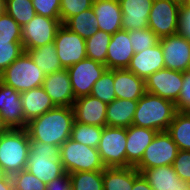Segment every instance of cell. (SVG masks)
Here are the masks:
<instances>
[{"label":"cell","instance_id":"obj_1","mask_svg":"<svg viewBox=\"0 0 190 190\" xmlns=\"http://www.w3.org/2000/svg\"><path fill=\"white\" fill-rule=\"evenodd\" d=\"M74 121L72 107L56 106L27 123L29 140L60 147L71 138Z\"/></svg>","mask_w":190,"mask_h":190},{"label":"cell","instance_id":"obj_2","mask_svg":"<svg viewBox=\"0 0 190 190\" xmlns=\"http://www.w3.org/2000/svg\"><path fill=\"white\" fill-rule=\"evenodd\" d=\"M176 112L174 102L145 92L138 100L132 125L150 128L157 132L166 131Z\"/></svg>","mask_w":190,"mask_h":190},{"label":"cell","instance_id":"obj_3","mask_svg":"<svg viewBox=\"0 0 190 190\" xmlns=\"http://www.w3.org/2000/svg\"><path fill=\"white\" fill-rule=\"evenodd\" d=\"M26 170L45 184L66 173L60 161V147L30 140Z\"/></svg>","mask_w":190,"mask_h":190},{"label":"cell","instance_id":"obj_4","mask_svg":"<svg viewBox=\"0 0 190 190\" xmlns=\"http://www.w3.org/2000/svg\"><path fill=\"white\" fill-rule=\"evenodd\" d=\"M26 129H8L0 134V166L12 176L26 168L29 152Z\"/></svg>","mask_w":190,"mask_h":190},{"label":"cell","instance_id":"obj_5","mask_svg":"<svg viewBox=\"0 0 190 190\" xmlns=\"http://www.w3.org/2000/svg\"><path fill=\"white\" fill-rule=\"evenodd\" d=\"M46 75L24 51L0 74V81L18 92L43 86Z\"/></svg>","mask_w":190,"mask_h":190},{"label":"cell","instance_id":"obj_6","mask_svg":"<svg viewBox=\"0 0 190 190\" xmlns=\"http://www.w3.org/2000/svg\"><path fill=\"white\" fill-rule=\"evenodd\" d=\"M60 161L68 174L106 168L96 148L82 145L71 138L60 146Z\"/></svg>","mask_w":190,"mask_h":190},{"label":"cell","instance_id":"obj_7","mask_svg":"<svg viewBox=\"0 0 190 190\" xmlns=\"http://www.w3.org/2000/svg\"><path fill=\"white\" fill-rule=\"evenodd\" d=\"M127 132L125 127L104 126L98 152L105 167H130L126 161Z\"/></svg>","mask_w":190,"mask_h":190},{"label":"cell","instance_id":"obj_8","mask_svg":"<svg viewBox=\"0 0 190 190\" xmlns=\"http://www.w3.org/2000/svg\"><path fill=\"white\" fill-rule=\"evenodd\" d=\"M180 2L177 0H154L148 18V27L159 37L178 33Z\"/></svg>","mask_w":190,"mask_h":190},{"label":"cell","instance_id":"obj_9","mask_svg":"<svg viewBox=\"0 0 190 190\" xmlns=\"http://www.w3.org/2000/svg\"><path fill=\"white\" fill-rule=\"evenodd\" d=\"M179 149L167 131L157 132L151 144L145 149L136 169H152L172 165Z\"/></svg>","mask_w":190,"mask_h":190},{"label":"cell","instance_id":"obj_10","mask_svg":"<svg viewBox=\"0 0 190 190\" xmlns=\"http://www.w3.org/2000/svg\"><path fill=\"white\" fill-rule=\"evenodd\" d=\"M61 25L60 19L36 14L27 24L21 27L24 49H33L54 42L56 32Z\"/></svg>","mask_w":190,"mask_h":190},{"label":"cell","instance_id":"obj_11","mask_svg":"<svg viewBox=\"0 0 190 190\" xmlns=\"http://www.w3.org/2000/svg\"><path fill=\"white\" fill-rule=\"evenodd\" d=\"M106 69V65L89 58L68 67L67 70L75 99L90 95L94 83Z\"/></svg>","mask_w":190,"mask_h":190},{"label":"cell","instance_id":"obj_12","mask_svg":"<svg viewBox=\"0 0 190 190\" xmlns=\"http://www.w3.org/2000/svg\"><path fill=\"white\" fill-rule=\"evenodd\" d=\"M54 44L57 49V56L63 68H68L87 58L85 39L69 30L63 24L56 32Z\"/></svg>","mask_w":190,"mask_h":190},{"label":"cell","instance_id":"obj_13","mask_svg":"<svg viewBox=\"0 0 190 190\" xmlns=\"http://www.w3.org/2000/svg\"><path fill=\"white\" fill-rule=\"evenodd\" d=\"M183 83V72L161 69L145 79V90L148 93L176 102Z\"/></svg>","mask_w":190,"mask_h":190},{"label":"cell","instance_id":"obj_14","mask_svg":"<svg viewBox=\"0 0 190 190\" xmlns=\"http://www.w3.org/2000/svg\"><path fill=\"white\" fill-rule=\"evenodd\" d=\"M166 69L185 72L190 61V41L174 34L159 39Z\"/></svg>","mask_w":190,"mask_h":190},{"label":"cell","instance_id":"obj_15","mask_svg":"<svg viewBox=\"0 0 190 190\" xmlns=\"http://www.w3.org/2000/svg\"><path fill=\"white\" fill-rule=\"evenodd\" d=\"M0 114L9 129H26L21 93L0 81Z\"/></svg>","mask_w":190,"mask_h":190},{"label":"cell","instance_id":"obj_16","mask_svg":"<svg viewBox=\"0 0 190 190\" xmlns=\"http://www.w3.org/2000/svg\"><path fill=\"white\" fill-rule=\"evenodd\" d=\"M42 87L56 106L72 107L76 100L67 68L47 74Z\"/></svg>","mask_w":190,"mask_h":190},{"label":"cell","instance_id":"obj_17","mask_svg":"<svg viewBox=\"0 0 190 190\" xmlns=\"http://www.w3.org/2000/svg\"><path fill=\"white\" fill-rule=\"evenodd\" d=\"M75 121L94 126H106L107 104L92 95L76 98L72 105Z\"/></svg>","mask_w":190,"mask_h":190},{"label":"cell","instance_id":"obj_18","mask_svg":"<svg viewBox=\"0 0 190 190\" xmlns=\"http://www.w3.org/2000/svg\"><path fill=\"white\" fill-rule=\"evenodd\" d=\"M134 54V49L130 43L129 32L121 29L112 34L107 49L106 68L127 69Z\"/></svg>","mask_w":190,"mask_h":190},{"label":"cell","instance_id":"obj_19","mask_svg":"<svg viewBox=\"0 0 190 190\" xmlns=\"http://www.w3.org/2000/svg\"><path fill=\"white\" fill-rule=\"evenodd\" d=\"M122 11V29L148 28V18L154 0H118Z\"/></svg>","mask_w":190,"mask_h":190},{"label":"cell","instance_id":"obj_20","mask_svg":"<svg viewBox=\"0 0 190 190\" xmlns=\"http://www.w3.org/2000/svg\"><path fill=\"white\" fill-rule=\"evenodd\" d=\"M164 68L161 44L158 43L152 48H147L139 53H135L131 58L127 70L145 80L156 71Z\"/></svg>","mask_w":190,"mask_h":190},{"label":"cell","instance_id":"obj_21","mask_svg":"<svg viewBox=\"0 0 190 190\" xmlns=\"http://www.w3.org/2000/svg\"><path fill=\"white\" fill-rule=\"evenodd\" d=\"M137 170L153 190H188L189 188V185L179 178L172 165Z\"/></svg>","mask_w":190,"mask_h":190},{"label":"cell","instance_id":"obj_22","mask_svg":"<svg viewBox=\"0 0 190 190\" xmlns=\"http://www.w3.org/2000/svg\"><path fill=\"white\" fill-rule=\"evenodd\" d=\"M126 161L135 167L142 159L145 149L151 144L156 130L131 125L126 128Z\"/></svg>","mask_w":190,"mask_h":190},{"label":"cell","instance_id":"obj_23","mask_svg":"<svg viewBox=\"0 0 190 190\" xmlns=\"http://www.w3.org/2000/svg\"><path fill=\"white\" fill-rule=\"evenodd\" d=\"M92 8L99 30L114 34L122 29V11L118 0H94Z\"/></svg>","mask_w":190,"mask_h":190},{"label":"cell","instance_id":"obj_24","mask_svg":"<svg viewBox=\"0 0 190 190\" xmlns=\"http://www.w3.org/2000/svg\"><path fill=\"white\" fill-rule=\"evenodd\" d=\"M114 88L117 99L138 101L146 92L145 80L127 69H114Z\"/></svg>","mask_w":190,"mask_h":190},{"label":"cell","instance_id":"obj_25","mask_svg":"<svg viewBox=\"0 0 190 190\" xmlns=\"http://www.w3.org/2000/svg\"><path fill=\"white\" fill-rule=\"evenodd\" d=\"M21 99L27 122L56 107L42 86L21 92Z\"/></svg>","mask_w":190,"mask_h":190},{"label":"cell","instance_id":"obj_26","mask_svg":"<svg viewBox=\"0 0 190 190\" xmlns=\"http://www.w3.org/2000/svg\"><path fill=\"white\" fill-rule=\"evenodd\" d=\"M141 173L133 166L106 167L103 170V190H132Z\"/></svg>","mask_w":190,"mask_h":190},{"label":"cell","instance_id":"obj_27","mask_svg":"<svg viewBox=\"0 0 190 190\" xmlns=\"http://www.w3.org/2000/svg\"><path fill=\"white\" fill-rule=\"evenodd\" d=\"M137 105L138 101L117 98L110 104H107L106 126L130 127Z\"/></svg>","mask_w":190,"mask_h":190},{"label":"cell","instance_id":"obj_28","mask_svg":"<svg viewBox=\"0 0 190 190\" xmlns=\"http://www.w3.org/2000/svg\"><path fill=\"white\" fill-rule=\"evenodd\" d=\"M35 64L45 73L52 74L63 69L54 42L33 49H24Z\"/></svg>","mask_w":190,"mask_h":190},{"label":"cell","instance_id":"obj_29","mask_svg":"<svg viewBox=\"0 0 190 190\" xmlns=\"http://www.w3.org/2000/svg\"><path fill=\"white\" fill-rule=\"evenodd\" d=\"M166 131L179 150L190 151V112L177 111Z\"/></svg>","mask_w":190,"mask_h":190},{"label":"cell","instance_id":"obj_30","mask_svg":"<svg viewBox=\"0 0 190 190\" xmlns=\"http://www.w3.org/2000/svg\"><path fill=\"white\" fill-rule=\"evenodd\" d=\"M63 25L72 32L77 33L83 39L90 38L95 34L98 28V20L93 8L82 11L78 15L70 17Z\"/></svg>","mask_w":190,"mask_h":190},{"label":"cell","instance_id":"obj_31","mask_svg":"<svg viewBox=\"0 0 190 190\" xmlns=\"http://www.w3.org/2000/svg\"><path fill=\"white\" fill-rule=\"evenodd\" d=\"M112 34L98 30L90 38L86 39L87 58L106 65L107 49Z\"/></svg>","mask_w":190,"mask_h":190},{"label":"cell","instance_id":"obj_32","mask_svg":"<svg viewBox=\"0 0 190 190\" xmlns=\"http://www.w3.org/2000/svg\"><path fill=\"white\" fill-rule=\"evenodd\" d=\"M4 11L21 27L36 15L32 0H4Z\"/></svg>","mask_w":190,"mask_h":190},{"label":"cell","instance_id":"obj_33","mask_svg":"<svg viewBox=\"0 0 190 190\" xmlns=\"http://www.w3.org/2000/svg\"><path fill=\"white\" fill-rule=\"evenodd\" d=\"M102 131L103 127L101 126L86 125L74 121L71 131V139L81 143L82 145H87L97 149Z\"/></svg>","mask_w":190,"mask_h":190},{"label":"cell","instance_id":"obj_34","mask_svg":"<svg viewBox=\"0 0 190 190\" xmlns=\"http://www.w3.org/2000/svg\"><path fill=\"white\" fill-rule=\"evenodd\" d=\"M72 190H103V170L70 173Z\"/></svg>","mask_w":190,"mask_h":190},{"label":"cell","instance_id":"obj_35","mask_svg":"<svg viewBox=\"0 0 190 190\" xmlns=\"http://www.w3.org/2000/svg\"><path fill=\"white\" fill-rule=\"evenodd\" d=\"M90 95L106 104H110L116 99L114 69H106L104 71L102 76L94 83Z\"/></svg>","mask_w":190,"mask_h":190},{"label":"cell","instance_id":"obj_36","mask_svg":"<svg viewBox=\"0 0 190 190\" xmlns=\"http://www.w3.org/2000/svg\"><path fill=\"white\" fill-rule=\"evenodd\" d=\"M128 32L135 53L152 48L159 43L160 38L149 27Z\"/></svg>","mask_w":190,"mask_h":190},{"label":"cell","instance_id":"obj_37","mask_svg":"<svg viewBox=\"0 0 190 190\" xmlns=\"http://www.w3.org/2000/svg\"><path fill=\"white\" fill-rule=\"evenodd\" d=\"M24 51L22 41H0V74Z\"/></svg>","mask_w":190,"mask_h":190},{"label":"cell","instance_id":"obj_38","mask_svg":"<svg viewBox=\"0 0 190 190\" xmlns=\"http://www.w3.org/2000/svg\"><path fill=\"white\" fill-rule=\"evenodd\" d=\"M0 41H22L21 26L5 11L0 15Z\"/></svg>","mask_w":190,"mask_h":190},{"label":"cell","instance_id":"obj_39","mask_svg":"<svg viewBox=\"0 0 190 190\" xmlns=\"http://www.w3.org/2000/svg\"><path fill=\"white\" fill-rule=\"evenodd\" d=\"M14 190H46V184L24 169L11 176Z\"/></svg>","mask_w":190,"mask_h":190},{"label":"cell","instance_id":"obj_40","mask_svg":"<svg viewBox=\"0 0 190 190\" xmlns=\"http://www.w3.org/2000/svg\"><path fill=\"white\" fill-rule=\"evenodd\" d=\"M94 0H61L60 20L64 24L70 17L92 8Z\"/></svg>","mask_w":190,"mask_h":190},{"label":"cell","instance_id":"obj_41","mask_svg":"<svg viewBox=\"0 0 190 190\" xmlns=\"http://www.w3.org/2000/svg\"><path fill=\"white\" fill-rule=\"evenodd\" d=\"M36 14L44 17L60 19L61 0H32Z\"/></svg>","mask_w":190,"mask_h":190},{"label":"cell","instance_id":"obj_42","mask_svg":"<svg viewBox=\"0 0 190 190\" xmlns=\"http://www.w3.org/2000/svg\"><path fill=\"white\" fill-rule=\"evenodd\" d=\"M172 167L179 178L190 185V151L179 150Z\"/></svg>","mask_w":190,"mask_h":190},{"label":"cell","instance_id":"obj_43","mask_svg":"<svg viewBox=\"0 0 190 190\" xmlns=\"http://www.w3.org/2000/svg\"><path fill=\"white\" fill-rule=\"evenodd\" d=\"M176 110L190 112V71L183 72V83L177 101L175 102Z\"/></svg>","mask_w":190,"mask_h":190},{"label":"cell","instance_id":"obj_44","mask_svg":"<svg viewBox=\"0 0 190 190\" xmlns=\"http://www.w3.org/2000/svg\"><path fill=\"white\" fill-rule=\"evenodd\" d=\"M178 17V34L190 41V7L180 4Z\"/></svg>","mask_w":190,"mask_h":190},{"label":"cell","instance_id":"obj_45","mask_svg":"<svg viewBox=\"0 0 190 190\" xmlns=\"http://www.w3.org/2000/svg\"><path fill=\"white\" fill-rule=\"evenodd\" d=\"M46 190H72L70 175L65 173L53 181H50L46 184Z\"/></svg>","mask_w":190,"mask_h":190},{"label":"cell","instance_id":"obj_46","mask_svg":"<svg viewBox=\"0 0 190 190\" xmlns=\"http://www.w3.org/2000/svg\"><path fill=\"white\" fill-rule=\"evenodd\" d=\"M132 190H153L147 180L140 174L135 180Z\"/></svg>","mask_w":190,"mask_h":190},{"label":"cell","instance_id":"obj_47","mask_svg":"<svg viewBox=\"0 0 190 190\" xmlns=\"http://www.w3.org/2000/svg\"><path fill=\"white\" fill-rule=\"evenodd\" d=\"M0 190H14V185L11 176L6 175L0 180Z\"/></svg>","mask_w":190,"mask_h":190},{"label":"cell","instance_id":"obj_48","mask_svg":"<svg viewBox=\"0 0 190 190\" xmlns=\"http://www.w3.org/2000/svg\"><path fill=\"white\" fill-rule=\"evenodd\" d=\"M9 128L6 126V124L4 123L3 119H2V115L0 114V133L8 130Z\"/></svg>","mask_w":190,"mask_h":190},{"label":"cell","instance_id":"obj_49","mask_svg":"<svg viewBox=\"0 0 190 190\" xmlns=\"http://www.w3.org/2000/svg\"><path fill=\"white\" fill-rule=\"evenodd\" d=\"M180 4H181V5H184V6L190 7V0H182V1L180 2Z\"/></svg>","mask_w":190,"mask_h":190},{"label":"cell","instance_id":"obj_50","mask_svg":"<svg viewBox=\"0 0 190 190\" xmlns=\"http://www.w3.org/2000/svg\"><path fill=\"white\" fill-rule=\"evenodd\" d=\"M4 12V0H0V15Z\"/></svg>","mask_w":190,"mask_h":190},{"label":"cell","instance_id":"obj_51","mask_svg":"<svg viewBox=\"0 0 190 190\" xmlns=\"http://www.w3.org/2000/svg\"><path fill=\"white\" fill-rule=\"evenodd\" d=\"M6 176L5 172L3 171L2 167L0 166V180Z\"/></svg>","mask_w":190,"mask_h":190}]
</instances>
